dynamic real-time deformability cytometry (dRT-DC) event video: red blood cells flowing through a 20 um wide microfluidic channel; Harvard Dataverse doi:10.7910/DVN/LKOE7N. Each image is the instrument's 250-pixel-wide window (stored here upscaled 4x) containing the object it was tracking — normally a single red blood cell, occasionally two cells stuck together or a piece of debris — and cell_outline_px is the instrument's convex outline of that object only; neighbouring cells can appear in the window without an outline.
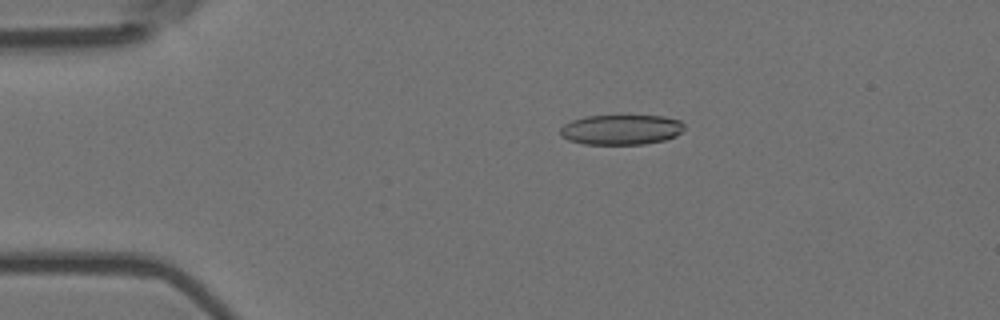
{"species": "Egyptian fruit bat (a non-hibernating species)", "species_latin": "Rousettus aegyptiacus", "temperature_condition": "room temperature", "stored_images_in_passage": 45, "camera_frame_rate_fps": 3000, "um_per_image_px": 0.085, "animal": {"sex": "female"}, "frame": {"image": 1, "passage_image": 1, "time_ms": 0.0, "image_size_px": [1000, 320], "cell_outline_px": [[684, 128], [676, 136], [664, 140], [644, 144], [584, 144], [568, 140], [560, 136], [560, 128], [564, 124], [572, 120], [584, 116], [664, 116], [680, 120], [684, 124]], "centroid_in_image_um": [52.78, 11.02], "position_along_channel_um": 32.2, "area_um2": 21.79}}
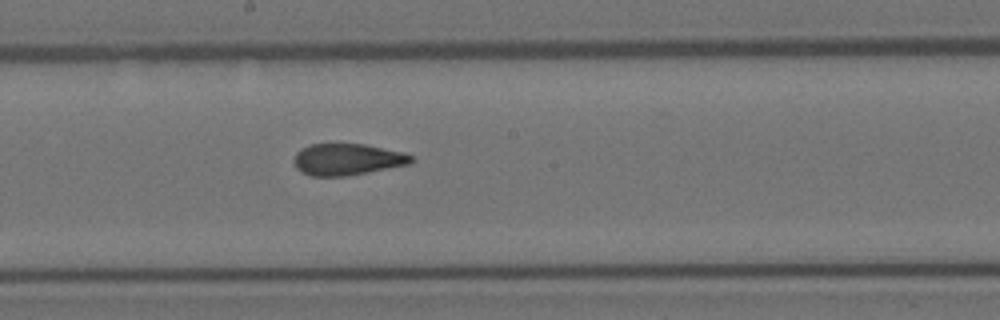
{"frame": {"image": 2, "passage_image": 20, "time_ms": 6.333, "image_size_px": [1000, 320], "cell_outline_px": [[416, 160], [408, 164], [368, 172], [344, 176], [312, 176], [296, 168], [296, 152], [300, 148], [308, 144], [364, 144], [404, 152], [412, 156]], "centroid_in_image_um": [29.54, 13.54], "position_along_channel_um": 218.7, "area_um2": 21.39}}
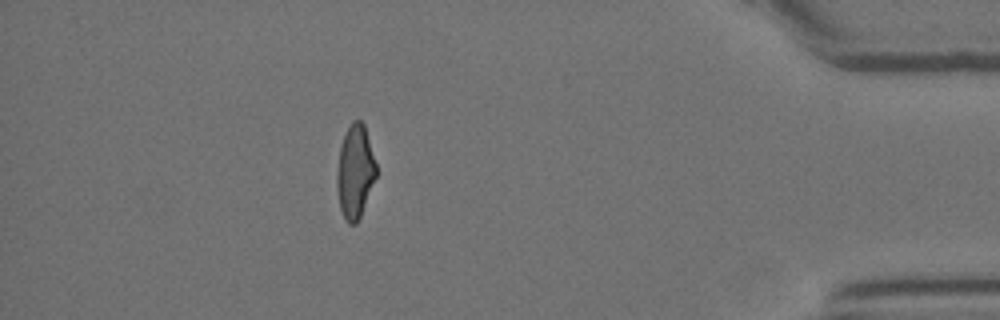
{"frame": {"image": 3, "passage_image": 39, "time_ms": 12.667, "image_size_px": [1000, 320], "cell_outline_px": [[376, 176], [360, 216], [356, 224], [348, 224], [344, 220], [340, 208], [336, 188], [336, 172], [340, 148], [344, 136], [352, 120], [360, 120], [364, 124], [376, 164]], "centroid_in_image_um": [30.16, 14.61], "position_along_channel_um": 405.0, "area_um2": 21.21}, "authors_computed_cell_mechanics": {"area_um2": 22.1374, "velocity_mm_per_s": 3.6842, "shape_relaxation_time_tau1_ms": null, "shape_relaxation_time_tau2_ms": 1.5407, "deformation_change_tau1": null, "deformation_change_tau2": 0.095}}